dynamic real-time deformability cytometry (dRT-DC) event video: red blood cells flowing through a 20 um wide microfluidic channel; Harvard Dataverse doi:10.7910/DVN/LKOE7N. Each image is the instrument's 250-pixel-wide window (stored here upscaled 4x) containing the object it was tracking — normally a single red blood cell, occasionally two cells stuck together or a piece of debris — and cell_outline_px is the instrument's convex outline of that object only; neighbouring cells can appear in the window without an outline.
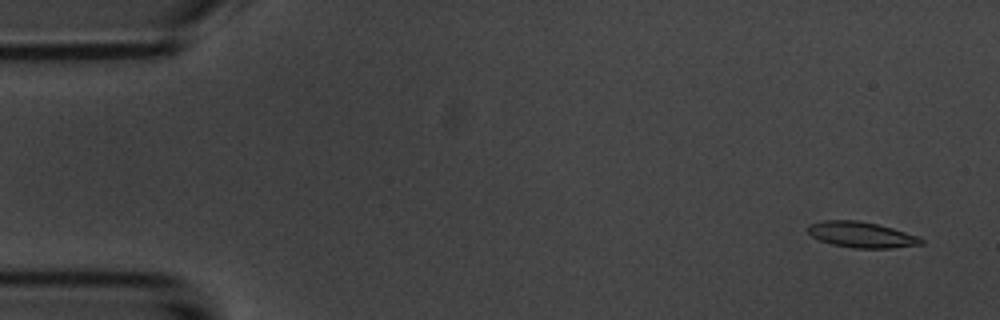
{"species": "common noctule bat (a hibernating species)", "species_latin": "Nyctalus noctula", "temperature_condition": "room temperature", "stored_images_in_passage": 9, "camera_frame_rate_fps": 3000, "um_per_image_px": 0.085, "animal": {"sex": "male", "body_mass_g": 20.1, "forearm_length_mm": 53.5}, "frame": {"image": 1, "passage_image": 1, "time_ms": 0.0, "image_size_px": [1000, 320], "cell_outline_px": [[924, 244], [892, 248], [852, 248], [832, 244], [820, 240], [812, 236], [808, 232], [808, 224], [824, 220], [860, 220], [892, 228], [920, 236], [924, 240]], "centroid_in_image_um": [73.25, 19.95], "position_along_channel_um": 11.8, "area_um2": 17.11}}
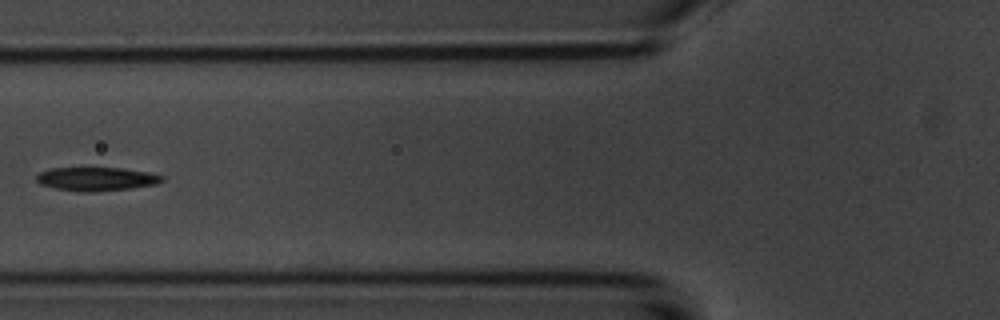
{"frame": {"image": 2, "passage_image": 6, "time_ms": 6.0, "image_size_px": [1000, 320], "cell_outline_px": [[164, 180], [156, 184], [132, 188], [92, 192], [80, 192], [56, 188], [40, 184], [36, 180], [36, 176], [40, 172], [52, 168], [120, 168], [148, 172], [164, 176]], "centroid_in_image_um": [8.2, 15.21], "position_along_channel_um": 117.6, "area_um2": 17.22}}
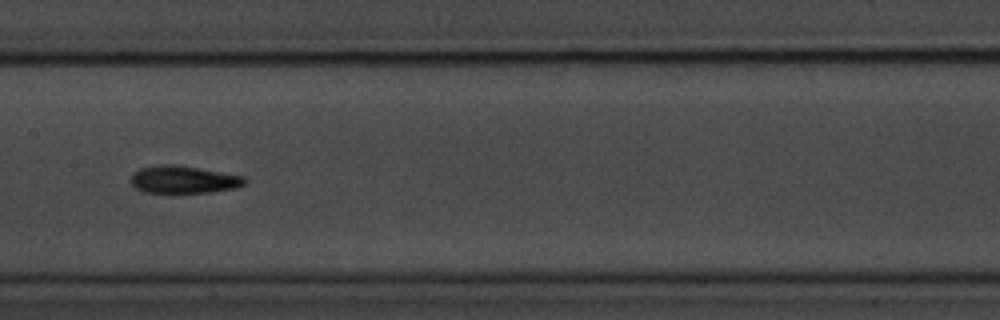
{"frame": {"image": 3, "passage_image": 8, "time_ms": 8.0, "image_size_px": [1000, 320], "cell_outline_px": [[248, 180], [244, 184], [236, 188], [208, 192], [144, 192], [136, 188], [128, 180], [132, 172], [140, 168], [160, 164], [176, 164], [244, 176]], "centroid_in_image_um": [15.56, 15.25], "position_along_channel_um": 191.8, "area_um2": 18.32}}